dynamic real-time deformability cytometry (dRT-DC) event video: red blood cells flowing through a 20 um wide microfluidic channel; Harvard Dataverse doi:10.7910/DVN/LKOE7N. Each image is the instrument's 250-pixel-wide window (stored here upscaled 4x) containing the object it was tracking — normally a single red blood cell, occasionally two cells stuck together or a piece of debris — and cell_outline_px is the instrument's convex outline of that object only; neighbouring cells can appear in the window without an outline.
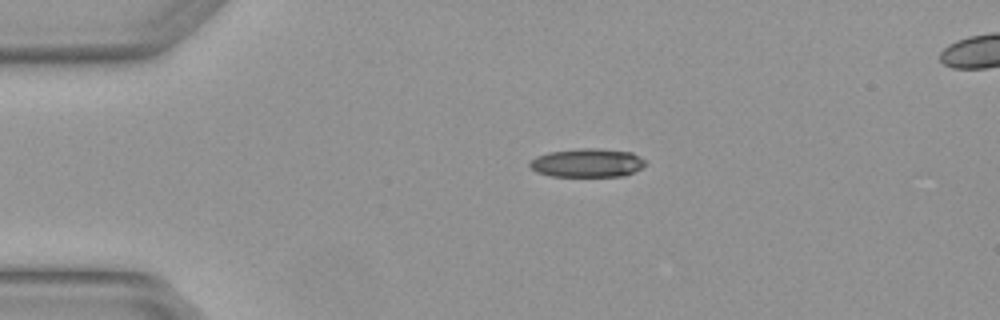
{"species": "Egyptian fruit bat (a non-hibernating species)", "species_latin": "Rousettus aegyptiacus", "temperature_condition": "warm", "stored_images_in_passage": 3, "segment_of_instrument_passage": [1, 2], "camera_frame_rate_fps": 3000, "um_per_image_px": 0.085, "animal": {"sex": "female"}, "frame": {"image": 1, "passage_image": 1, "time_ms": 0.0, "image_size_px": [1000, 320], "cell_outline_px": [[648, 164], [624, 176], [548, 176], [536, 172], [528, 164], [528, 160], [536, 156], [548, 152], [580, 148], [600, 148], [632, 152], [644, 160]], "centroid_in_image_um": [49.88, 13.84], "position_along_channel_um": 35.1, "area_um2": 19.48}}